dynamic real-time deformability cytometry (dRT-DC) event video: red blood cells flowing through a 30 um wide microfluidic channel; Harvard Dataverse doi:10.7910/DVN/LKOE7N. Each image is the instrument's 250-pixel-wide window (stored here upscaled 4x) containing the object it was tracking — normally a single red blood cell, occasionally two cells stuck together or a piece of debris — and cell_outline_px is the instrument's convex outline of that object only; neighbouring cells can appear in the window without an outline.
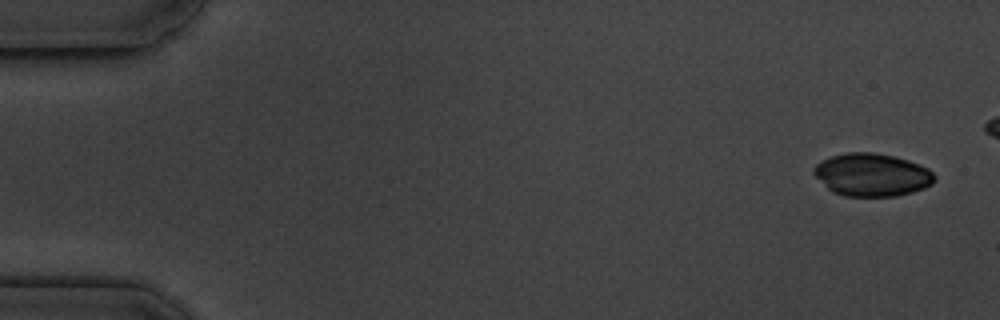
{"species": "common noctule bat (a hibernating species)", "species_latin": "Nyctalus noctula", "temperature_condition": "cold", "stored_images_in_passage": 6, "camera_frame_rate_fps": 3000, "um_per_image_px": 0.085, "animal": {"sex": "male", "body_mass_g": 19.5, "forearm_length_mm": 54.6}, "frame": {"image": 1, "passage_image": 1, "time_ms": 0.0, "image_size_px": [1000, 320], "cell_outline_px": [[936, 180], [932, 184], [924, 188], [912, 192], [896, 196], [844, 196], [832, 192], [812, 172], [812, 168], [816, 164], [832, 156], [848, 152], [872, 152], [892, 156], [908, 160], [928, 168], [936, 176]], "centroid_in_image_um": [74.13, 14.86], "position_along_channel_um": 10.9, "area_um2": 30.06}}